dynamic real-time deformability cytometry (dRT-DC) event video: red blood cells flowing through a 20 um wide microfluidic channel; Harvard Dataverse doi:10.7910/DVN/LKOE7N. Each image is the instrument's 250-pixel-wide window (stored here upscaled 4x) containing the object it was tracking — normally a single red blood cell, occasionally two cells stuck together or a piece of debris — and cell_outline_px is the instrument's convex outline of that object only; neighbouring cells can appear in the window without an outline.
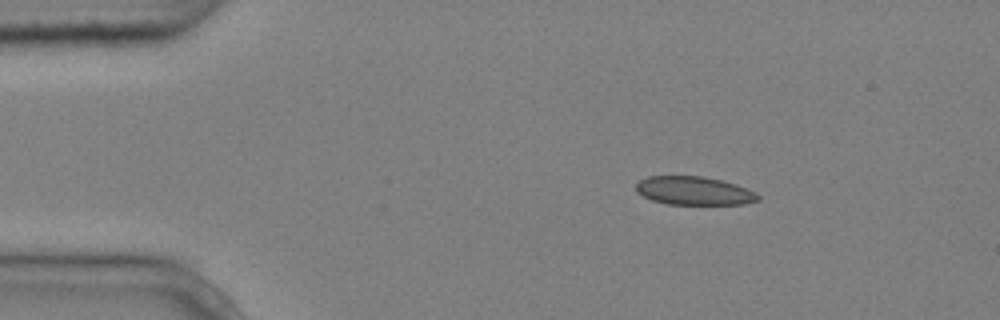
{"species": "common noctule bat (a hibernating species)", "species_latin": "Nyctalus noctula", "temperature_condition": "cold", "stored_images_in_passage": 4, "segment_of_instrument_passage": [1, 2], "camera_frame_rate_fps": 3000, "um_per_image_px": 0.085, "animal": {"sex": "male", "body_mass_g": 20.4}, "frame": {"image": 1, "passage_image": 1, "time_ms": 0.0, "image_size_px": [1000, 320], "cell_outline_px": [[760, 200], [744, 204], [668, 204], [652, 200], [636, 192], [636, 184], [640, 180], [648, 176], [704, 176], [736, 184], [756, 192], [760, 196]], "centroid_in_image_um": [59.0, 16.21], "position_along_channel_um": 26.0, "area_um2": 20.23}}
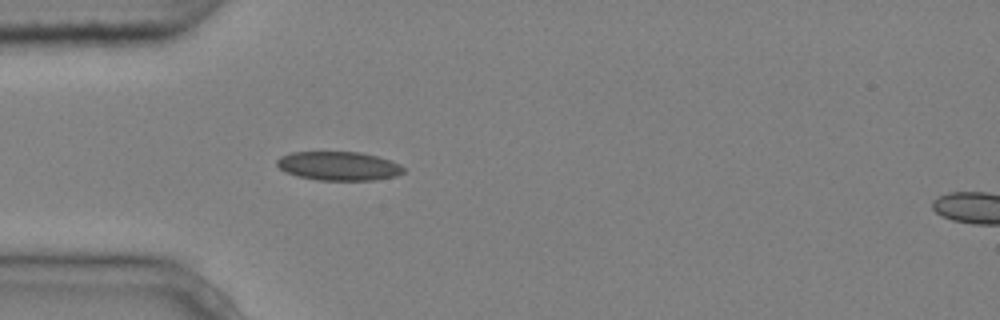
{"frame": {"image": 2, "passage_image": 3, "time_ms": 0.667, "image_size_px": [1000, 320], "cell_outline_px": [[404, 172], [396, 176], [372, 180], [316, 180], [296, 176], [284, 172], [276, 164], [276, 160], [280, 156], [292, 152], [360, 152], [392, 160], [400, 164], [404, 168]], "centroid_in_image_um": [28.77, 14.11], "position_along_channel_um": 56.2, "area_um2": 21.44}}